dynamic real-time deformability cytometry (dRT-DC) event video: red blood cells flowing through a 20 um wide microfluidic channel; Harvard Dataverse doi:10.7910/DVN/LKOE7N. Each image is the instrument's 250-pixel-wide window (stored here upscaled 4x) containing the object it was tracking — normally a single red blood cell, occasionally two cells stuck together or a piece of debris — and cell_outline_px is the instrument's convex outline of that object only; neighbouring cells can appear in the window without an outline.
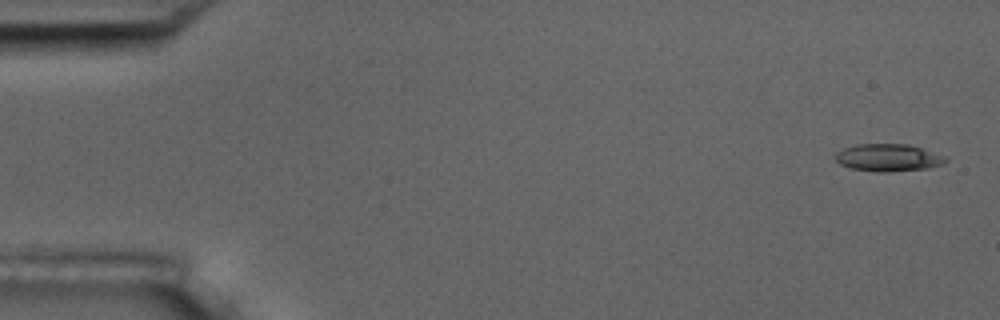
{"species": "common noctule bat (a hibernating species)", "species_latin": "Nyctalus noctula", "temperature_condition": "room temperature", "stored_images_in_passage": 5, "camera_frame_rate_fps": 3000, "um_per_image_px": 0.085, "animal": {"sex": "male", "body_mass_g": 17.5, "forearm_length_mm": 52.3}, "frame": {"image": 1, "passage_image": 1, "time_ms": 0.0, "image_size_px": [1000, 320], "cell_outline_px": [[948, 160], [944, 164], [928, 168], [888, 172], [876, 172], [852, 168], [840, 164], [836, 160], [836, 152], [844, 148], [856, 144], [908, 144], [944, 156]], "centroid_in_image_um": [75.49, 13.4], "position_along_channel_um": 9.5, "area_um2": 17.46}}
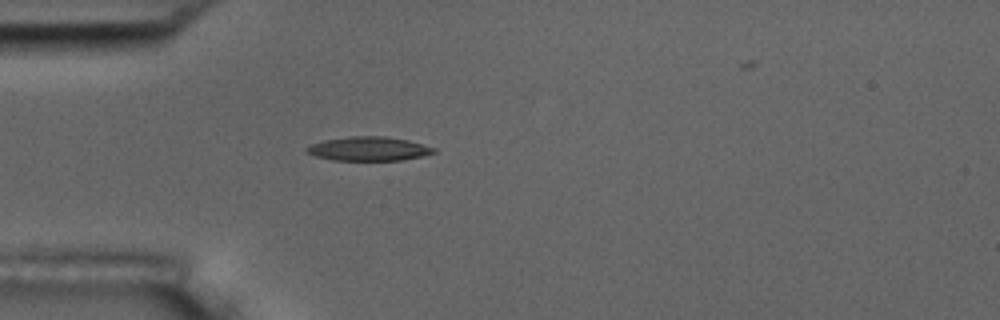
{"frame": {"image": 2, "passage_image": 5, "time_ms": 4.667, "image_size_px": [1000, 320], "cell_outline_px": [[436, 152], [424, 156], [400, 160], [332, 160], [316, 156], [304, 152], [304, 148], [312, 144], [324, 140], [352, 136], [384, 136], [408, 140], [436, 148]], "centroid_in_image_um": [31.33, 12.65], "position_along_channel_um": 53.7, "area_um2": 17.8}}